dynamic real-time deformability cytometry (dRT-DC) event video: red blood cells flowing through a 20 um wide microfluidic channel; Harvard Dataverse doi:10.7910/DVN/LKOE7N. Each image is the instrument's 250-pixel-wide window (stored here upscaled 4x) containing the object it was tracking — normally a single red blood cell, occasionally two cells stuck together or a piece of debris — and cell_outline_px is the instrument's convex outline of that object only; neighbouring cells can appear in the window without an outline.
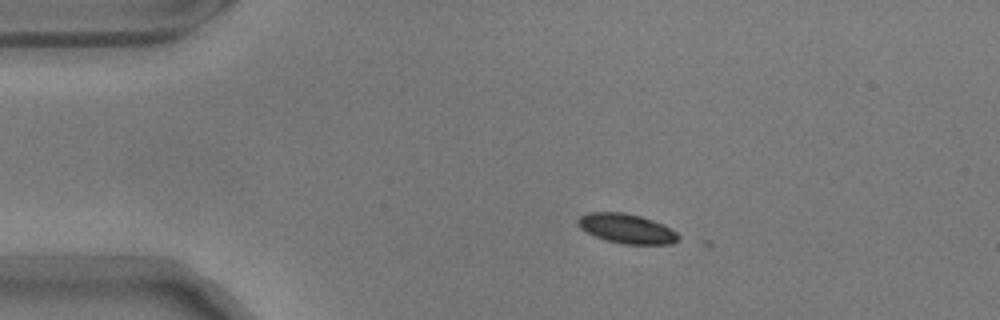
{"species": "common noctule bat (a hibernating species)", "species_latin": "Nyctalus noctula", "temperature_condition": "warm", "stored_images_in_passage": 3, "camera_frame_rate_fps": 3000, "um_per_image_px": 0.085, "animal": {"sex": "male", "body_mass_g": 17.9}, "frame": {"image": 1, "passage_image": 1, "time_ms": 0.0, "image_size_px": [1000, 320], "cell_outline_px": [[680, 240], [672, 244], [624, 244], [608, 240], [596, 236], [580, 228], [576, 224], [576, 220], [580, 216], [588, 212], [624, 212], [640, 216], [664, 224], [676, 232], [680, 236]], "centroid_in_image_um": [53.28, 19.42], "position_along_channel_um": 31.7, "area_um2": 17.34}}